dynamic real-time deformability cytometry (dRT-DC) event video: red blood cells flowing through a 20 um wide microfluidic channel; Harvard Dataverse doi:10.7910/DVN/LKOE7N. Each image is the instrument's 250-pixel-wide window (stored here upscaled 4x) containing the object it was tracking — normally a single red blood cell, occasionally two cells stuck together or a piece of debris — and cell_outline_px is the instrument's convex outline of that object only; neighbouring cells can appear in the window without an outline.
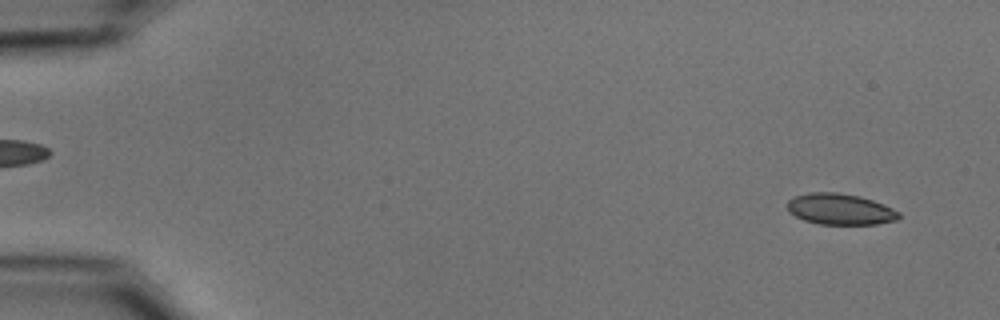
{"species": "common noctule bat (a hibernating species)", "species_latin": "Nyctalus noctula", "temperature_condition": "cold", "stored_images_in_passage": 54, "camera_frame_rate_fps": 3000, "um_per_image_px": 0.085, "animal": {"sex": "male", "body_mass_g": 15.6}, "frame": {"image": 1, "passage_image": 3, "time_ms": 0.667, "image_size_px": [1000, 320], "cell_outline_px": [[900, 216], [896, 220], [876, 224], [820, 224], [804, 220], [788, 212], [788, 200], [796, 196], [808, 192], [836, 192], [860, 196], [884, 204], [900, 212]], "centroid_in_image_um": [71.41, 17.77], "position_along_channel_um": 13.6, "area_um2": 20.17}}
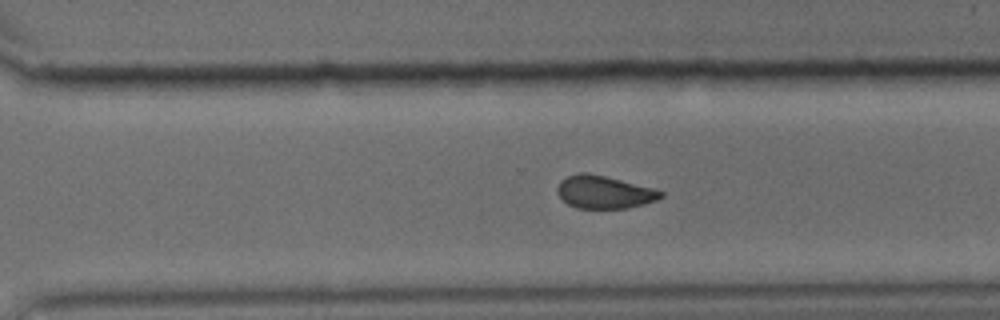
{"frame": {"image": 2, "passage_image": 38, "time_ms": 12.333, "image_size_px": [1000, 320], "cell_outline_px": [[664, 196], [656, 200], [644, 204], [628, 208], [576, 208], [568, 204], [556, 192], [556, 188], [560, 180], [568, 176], [580, 172], [584, 172], [604, 176], [652, 188], [664, 192]], "centroid_in_image_um": [51.33, 16.33], "position_along_channel_um": 319.3, "area_um2": 19.59}}
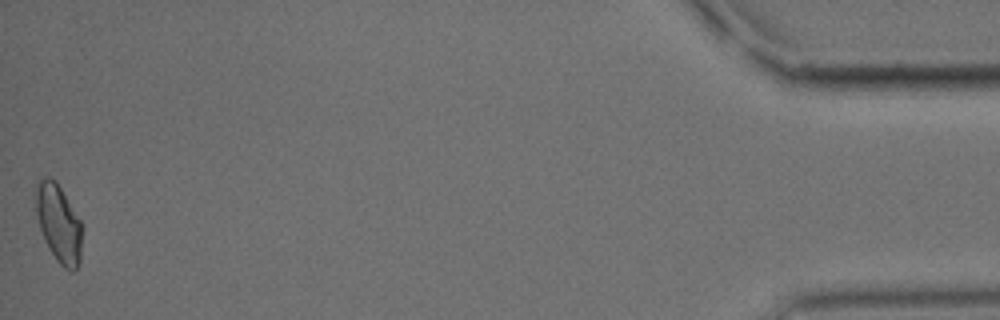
{"frame": {"image": 3, "passage_image": 54, "time_ms": 17.667, "image_size_px": [1000, 320], "cell_outline_px": [[80, 260], [76, 272], [72, 272], [64, 268], [56, 260], [48, 248], [44, 240], [40, 228], [36, 212], [36, 180], [44, 176], [48, 176], [56, 180], [80, 220]], "centroid_in_image_um": [4.96, 18.97], "position_along_channel_um": 430.2, "area_um2": 20.92}, "authors_computed_cell_mechanics": {"area_um2": 20.6346, "velocity_mm_per_s": 3.6984, "shape_relaxation_time_tau1_ms": 7.5642, "shape_relaxation_time_tau2_ms": 2.063, "deformation_change_tau1": 0.123, "deformation_change_tau2": 0.0604}}